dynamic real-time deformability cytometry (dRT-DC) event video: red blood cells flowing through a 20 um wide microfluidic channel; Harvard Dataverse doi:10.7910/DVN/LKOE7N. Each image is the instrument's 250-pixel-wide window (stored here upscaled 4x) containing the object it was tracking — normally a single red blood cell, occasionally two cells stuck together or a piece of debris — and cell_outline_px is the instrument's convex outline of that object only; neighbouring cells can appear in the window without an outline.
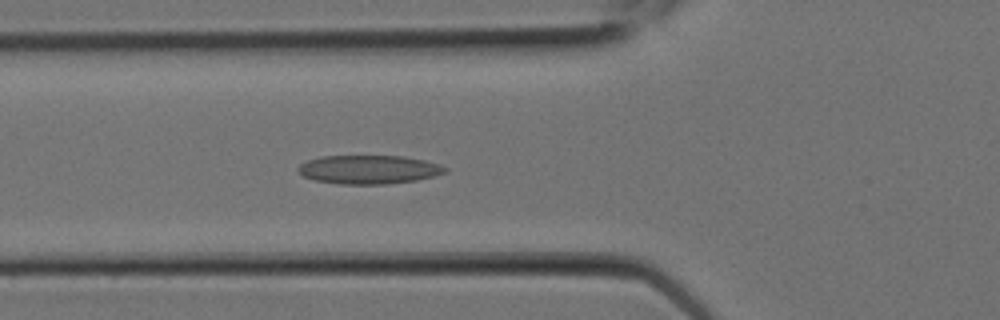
{"species": "Egyptian fruit bat (a non-hibernating species)", "species_latin": "Rousettus aegyptiacus", "temperature_condition": "room temperature", "stored_images_in_passage": 5, "camera_frame_rate_fps": 3000, "um_per_image_px": 0.085, "animal": {"sex": "female"}, "frame": {"image": 1, "passage_image": 5, "time_ms": 1.333, "image_size_px": [1000, 320], "cell_outline_px": [[448, 168], [444, 172], [432, 176], [416, 180], [388, 184], [336, 184], [316, 180], [304, 176], [296, 168], [300, 164], [308, 160], [320, 156], [400, 156], [424, 160], [440, 164]], "centroid_in_image_um": [31.33, 14.41], "position_along_channel_um": 94.5, "area_um2": 24.45}}